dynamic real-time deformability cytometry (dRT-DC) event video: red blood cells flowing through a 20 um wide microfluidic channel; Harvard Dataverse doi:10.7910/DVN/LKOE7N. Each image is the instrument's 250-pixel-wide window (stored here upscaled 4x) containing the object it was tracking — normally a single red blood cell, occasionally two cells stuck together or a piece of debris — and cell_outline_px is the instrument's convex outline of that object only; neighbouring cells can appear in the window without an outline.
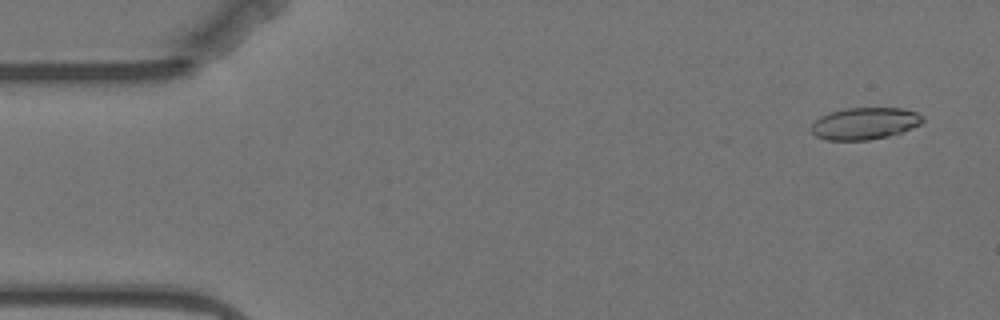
{"species": "Egyptian fruit bat (a non-hibernating species)", "species_latin": "Rousettus aegyptiacus", "temperature_condition": "warm", "stored_images_in_passage": 15, "camera_frame_rate_fps": 3000, "um_per_image_px": 0.085, "animal": {"sex": "female"}, "frame": {"image": 1, "passage_image": 3, "time_ms": 0.667, "image_size_px": [1000, 320], "cell_outline_px": [[924, 120], [920, 124], [912, 128], [888, 136], [868, 140], [828, 140], [816, 136], [812, 132], [812, 124], [820, 116], [844, 108], [904, 108], [916, 112], [924, 116]], "centroid_in_image_um": [73.52, 10.49], "position_along_channel_um": 11.5, "area_um2": 20.63}}
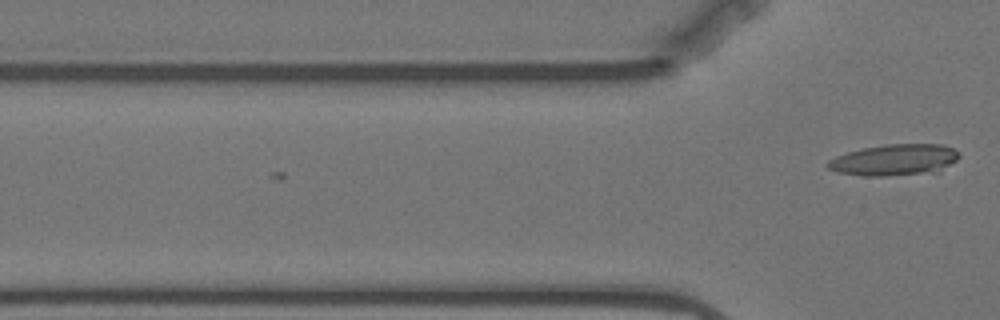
{"frame": {"image": 2, "passage_image": 15, "time_ms": 4.667, "image_size_px": [1000, 320], "cell_outline_px": [[960, 156], [956, 160], [940, 172], [888, 176], [864, 176], [840, 172], [828, 168], [824, 164], [828, 160], [836, 156], [848, 152], [864, 148], [888, 144], [940, 144], [952, 148], [960, 152]], "centroid_in_image_um": [76.06, 13.6], "position_along_channel_um": 49.7, "area_um2": 24.1}}